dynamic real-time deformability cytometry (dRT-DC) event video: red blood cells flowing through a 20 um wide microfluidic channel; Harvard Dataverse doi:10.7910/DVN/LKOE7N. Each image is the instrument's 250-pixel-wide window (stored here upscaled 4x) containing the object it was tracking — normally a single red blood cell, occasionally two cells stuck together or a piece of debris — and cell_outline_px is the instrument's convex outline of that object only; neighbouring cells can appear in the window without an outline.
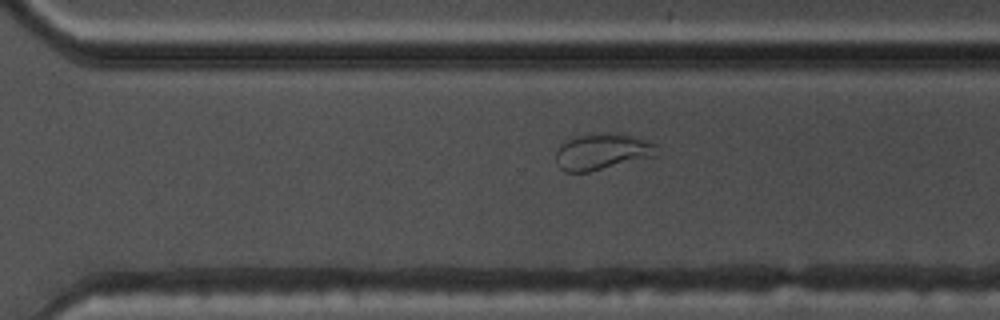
{"species": "common noctule bat (a hibernating species)", "species_latin": "Nyctalus noctula", "temperature_condition": "warm", "stored_images_in_passage": 47, "camera_frame_rate_fps": 3000, "um_per_image_px": 0.085, "animal": {"sex": "male", "body_mass_g": 17.5, "forearm_length_mm": 52.3}, "frame": {"image": 1, "passage_image": 31, "time_ms": 10.0, "image_size_px": [1000, 320], "cell_outline_px": [[660, 152], [656, 156], [588, 172], [564, 172], [556, 164], [556, 148], [560, 144], [576, 136], [604, 132], [620, 132], [656, 144]], "centroid_in_image_um": [51.18, 12.88], "position_along_channel_um": 319.4, "area_um2": 21.62}}
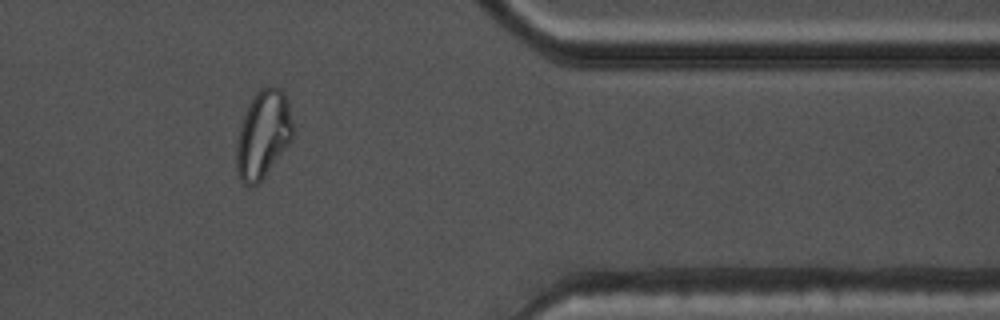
{"frame": {"image": 2, "passage_image": 38, "time_ms": 12.333, "image_size_px": [1000, 320], "cell_outline_px": [[292, 140], [264, 176], [256, 184], [244, 184], [240, 180], [236, 168], [236, 144], [240, 128], [244, 116], [256, 92], [260, 88], [272, 84], [280, 88], [284, 92], [288, 100], [292, 124]], "centroid_in_image_um": [22.37, 11.39], "position_along_channel_um": 389.0, "area_um2": 28.5}}
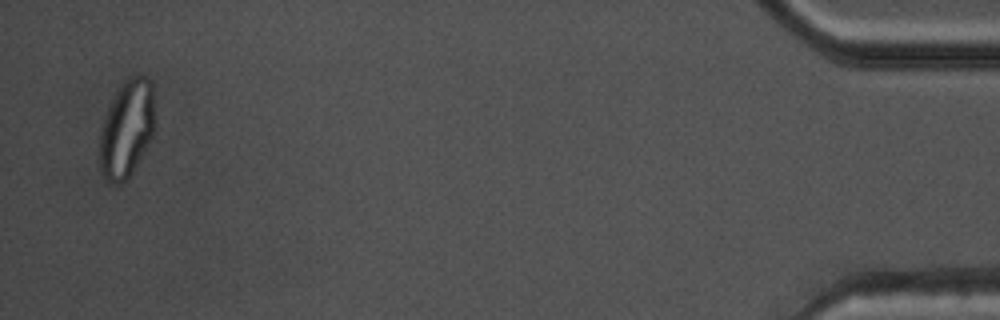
{"frame": {"image": 3, "passage_image": 46, "time_ms": 15.0, "image_size_px": [1000, 320], "cell_outline_px": [[152, 136], [128, 180], [120, 184], [112, 184], [100, 172], [100, 132], [104, 116], [116, 92], [124, 80], [128, 76], [148, 76], [152, 84]], "centroid_in_image_um": [10.73, 10.97], "position_along_channel_um": 424.5, "area_um2": 30.87}}